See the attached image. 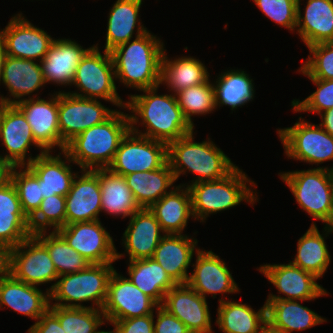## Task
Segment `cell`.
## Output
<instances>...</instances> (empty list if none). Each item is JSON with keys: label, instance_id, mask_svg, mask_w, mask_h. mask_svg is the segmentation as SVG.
Wrapping results in <instances>:
<instances>
[{"label": "cell", "instance_id": "ab89813d", "mask_svg": "<svg viewBox=\"0 0 333 333\" xmlns=\"http://www.w3.org/2000/svg\"><path fill=\"white\" fill-rule=\"evenodd\" d=\"M48 250L58 276L86 269L88 262L56 232L41 231L33 234Z\"/></svg>", "mask_w": 333, "mask_h": 333}, {"label": "cell", "instance_id": "277c9868", "mask_svg": "<svg viewBox=\"0 0 333 333\" xmlns=\"http://www.w3.org/2000/svg\"><path fill=\"white\" fill-rule=\"evenodd\" d=\"M193 134L192 131L167 145V159L175 180L188 171L197 175L190 184L220 180L237 167L210 138L194 142Z\"/></svg>", "mask_w": 333, "mask_h": 333}, {"label": "cell", "instance_id": "60d3db41", "mask_svg": "<svg viewBox=\"0 0 333 333\" xmlns=\"http://www.w3.org/2000/svg\"><path fill=\"white\" fill-rule=\"evenodd\" d=\"M49 310L58 318L65 333H98L106 321L102 310L96 308L49 305Z\"/></svg>", "mask_w": 333, "mask_h": 333}, {"label": "cell", "instance_id": "f35d334b", "mask_svg": "<svg viewBox=\"0 0 333 333\" xmlns=\"http://www.w3.org/2000/svg\"><path fill=\"white\" fill-rule=\"evenodd\" d=\"M245 71L227 70L221 73L214 83L215 105H227L231 110L242 107L254 98L253 79ZM252 99V100H251Z\"/></svg>", "mask_w": 333, "mask_h": 333}, {"label": "cell", "instance_id": "8992f818", "mask_svg": "<svg viewBox=\"0 0 333 333\" xmlns=\"http://www.w3.org/2000/svg\"><path fill=\"white\" fill-rule=\"evenodd\" d=\"M112 264H90L84 270L59 276L58 281L46 289L50 295V305L88 308L81 303L91 301L93 303L89 308L102 310L107 297L108 282L115 270ZM51 300H55V303Z\"/></svg>", "mask_w": 333, "mask_h": 333}, {"label": "cell", "instance_id": "74e56055", "mask_svg": "<svg viewBox=\"0 0 333 333\" xmlns=\"http://www.w3.org/2000/svg\"><path fill=\"white\" fill-rule=\"evenodd\" d=\"M316 223H312L307 232L298 240L297 254L293 265L321 278L326 272L331 256L328 251L324 234H320Z\"/></svg>", "mask_w": 333, "mask_h": 333}, {"label": "cell", "instance_id": "ba28073f", "mask_svg": "<svg viewBox=\"0 0 333 333\" xmlns=\"http://www.w3.org/2000/svg\"><path fill=\"white\" fill-rule=\"evenodd\" d=\"M97 45L90 47L76 69L71 86L75 85L80 93H68L83 98L103 99L117 107L125 108L126 102H123L117 93L111 54L104 50L102 55Z\"/></svg>", "mask_w": 333, "mask_h": 333}, {"label": "cell", "instance_id": "b9f144b4", "mask_svg": "<svg viewBox=\"0 0 333 333\" xmlns=\"http://www.w3.org/2000/svg\"><path fill=\"white\" fill-rule=\"evenodd\" d=\"M208 79L205 83L192 86L176 93L184 117L194 127L191 116L206 115L216 109L215 88Z\"/></svg>", "mask_w": 333, "mask_h": 333}, {"label": "cell", "instance_id": "2e32d148", "mask_svg": "<svg viewBox=\"0 0 333 333\" xmlns=\"http://www.w3.org/2000/svg\"><path fill=\"white\" fill-rule=\"evenodd\" d=\"M45 100L39 96L16 103L23 112L27 122L31 126L36 143L40 146L41 153L52 152L58 146L61 152L66 145L62 142L58 122V92Z\"/></svg>", "mask_w": 333, "mask_h": 333}, {"label": "cell", "instance_id": "8d00e7d4", "mask_svg": "<svg viewBox=\"0 0 333 333\" xmlns=\"http://www.w3.org/2000/svg\"><path fill=\"white\" fill-rule=\"evenodd\" d=\"M128 264V279L161 305L165 294L176 285L164 268L153 258L137 259Z\"/></svg>", "mask_w": 333, "mask_h": 333}, {"label": "cell", "instance_id": "f1b7e54d", "mask_svg": "<svg viewBox=\"0 0 333 333\" xmlns=\"http://www.w3.org/2000/svg\"><path fill=\"white\" fill-rule=\"evenodd\" d=\"M297 1L296 31L304 44L333 41V0H307L304 15Z\"/></svg>", "mask_w": 333, "mask_h": 333}, {"label": "cell", "instance_id": "484cf974", "mask_svg": "<svg viewBox=\"0 0 333 333\" xmlns=\"http://www.w3.org/2000/svg\"><path fill=\"white\" fill-rule=\"evenodd\" d=\"M197 239L184 234H165L157 245L153 259L158 262L176 284H187Z\"/></svg>", "mask_w": 333, "mask_h": 333}, {"label": "cell", "instance_id": "44dd1931", "mask_svg": "<svg viewBox=\"0 0 333 333\" xmlns=\"http://www.w3.org/2000/svg\"><path fill=\"white\" fill-rule=\"evenodd\" d=\"M61 153L53 156L50 152H40L35 157L31 155L26 161V166L39 178L43 199L52 195L65 197L78 174L72 172L69 156L63 151L65 160H62Z\"/></svg>", "mask_w": 333, "mask_h": 333}, {"label": "cell", "instance_id": "30bf717a", "mask_svg": "<svg viewBox=\"0 0 333 333\" xmlns=\"http://www.w3.org/2000/svg\"><path fill=\"white\" fill-rule=\"evenodd\" d=\"M167 161V144L129 131L122 139L108 169L125 176L156 170Z\"/></svg>", "mask_w": 333, "mask_h": 333}, {"label": "cell", "instance_id": "836d02e7", "mask_svg": "<svg viewBox=\"0 0 333 333\" xmlns=\"http://www.w3.org/2000/svg\"><path fill=\"white\" fill-rule=\"evenodd\" d=\"M140 208H150L176 182L168 161L156 170L135 172L124 176Z\"/></svg>", "mask_w": 333, "mask_h": 333}, {"label": "cell", "instance_id": "e0dca14e", "mask_svg": "<svg viewBox=\"0 0 333 333\" xmlns=\"http://www.w3.org/2000/svg\"><path fill=\"white\" fill-rule=\"evenodd\" d=\"M0 34L8 56L35 61L38 58L40 62L54 41L51 35L25 19L22 13L14 15Z\"/></svg>", "mask_w": 333, "mask_h": 333}, {"label": "cell", "instance_id": "c3c4849f", "mask_svg": "<svg viewBox=\"0 0 333 333\" xmlns=\"http://www.w3.org/2000/svg\"><path fill=\"white\" fill-rule=\"evenodd\" d=\"M119 333H154V314L112 322Z\"/></svg>", "mask_w": 333, "mask_h": 333}, {"label": "cell", "instance_id": "9c48e42d", "mask_svg": "<svg viewBox=\"0 0 333 333\" xmlns=\"http://www.w3.org/2000/svg\"><path fill=\"white\" fill-rule=\"evenodd\" d=\"M298 120L292 127L277 129L286 156L317 166L333 160V136L319 124L308 123L302 117ZM329 169L333 171V166Z\"/></svg>", "mask_w": 333, "mask_h": 333}, {"label": "cell", "instance_id": "f907efd6", "mask_svg": "<svg viewBox=\"0 0 333 333\" xmlns=\"http://www.w3.org/2000/svg\"><path fill=\"white\" fill-rule=\"evenodd\" d=\"M28 333H65L58 318L48 309L28 329Z\"/></svg>", "mask_w": 333, "mask_h": 333}, {"label": "cell", "instance_id": "d4e9b609", "mask_svg": "<svg viewBox=\"0 0 333 333\" xmlns=\"http://www.w3.org/2000/svg\"><path fill=\"white\" fill-rule=\"evenodd\" d=\"M38 320L50 305V295L8 273L0 280V309L4 306Z\"/></svg>", "mask_w": 333, "mask_h": 333}, {"label": "cell", "instance_id": "7402d4cb", "mask_svg": "<svg viewBox=\"0 0 333 333\" xmlns=\"http://www.w3.org/2000/svg\"><path fill=\"white\" fill-rule=\"evenodd\" d=\"M163 234L159 222L149 208H141L135 212L130 217L122 239L129 261L152 258L157 245L165 236Z\"/></svg>", "mask_w": 333, "mask_h": 333}, {"label": "cell", "instance_id": "8fae6325", "mask_svg": "<svg viewBox=\"0 0 333 333\" xmlns=\"http://www.w3.org/2000/svg\"><path fill=\"white\" fill-rule=\"evenodd\" d=\"M56 232L91 264L113 263L125 255L117 252L100 220L67 224Z\"/></svg>", "mask_w": 333, "mask_h": 333}, {"label": "cell", "instance_id": "f6af8a7d", "mask_svg": "<svg viewBox=\"0 0 333 333\" xmlns=\"http://www.w3.org/2000/svg\"><path fill=\"white\" fill-rule=\"evenodd\" d=\"M308 49L312 56L303 61L299 72L307 78L333 79V41L313 44Z\"/></svg>", "mask_w": 333, "mask_h": 333}, {"label": "cell", "instance_id": "52a82bcc", "mask_svg": "<svg viewBox=\"0 0 333 333\" xmlns=\"http://www.w3.org/2000/svg\"><path fill=\"white\" fill-rule=\"evenodd\" d=\"M283 180L303 211L325 223L324 232H333V171L327 167L281 172Z\"/></svg>", "mask_w": 333, "mask_h": 333}, {"label": "cell", "instance_id": "4316f807", "mask_svg": "<svg viewBox=\"0 0 333 333\" xmlns=\"http://www.w3.org/2000/svg\"><path fill=\"white\" fill-rule=\"evenodd\" d=\"M2 83L9 91V97H3L8 104H16L45 86L46 82L43 77L42 68L35 60L14 58L6 56L3 73L1 78ZM17 99V100H15Z\"/></svg>", "mask_w": 333, "mask_h": 333}, {"label": "cell", "instance_id": "cb8c5ba5", "mask_svg": "<svg viewBox=\"0 0 333 333\" xmlns=\"http://www.w3.org/2000/svg\"><path fill=\"white\" fill-rule=\"evenodd\" d=\"M89 49H84L75 40L54 39L46 56L40 62L45 82L51 81L59 86L71 85L76 69Z\"/></svg>", "mask_w": 333, "mask_h": 333}, {"label": "cell", "instance_id": "6f0895ef", "mask_svg": "<svg viewBox=\"0 0 333 333\" xmlns=\"http://www.w3.org/2000/svg\"><path fill=\"white\" fill-rule=\"evenodd\" d=\"M258 333H277L275 330L271 329L268 325H266L260 332Z\"/></svg>", "mask_w": 333, "mask_h": 333}, {"label": "cell", "instance_id": "f5cc1de1", "mask_svg": "<svg viewBox=\"0 0 333 333\" xmlns=\"http://www.w3.org/2000/svg\"><path fill=\"white\" fill-rule=\"evenodd\" d=\"M321 121L319 125L331 136H333V108L327 109L319 114Z\"/></svg>", "mask_w": 333, "mask_h": 333}, {"label": "cell", "instance_id": "7dc6e473", "mask_svg": "<svg viewBox=\"0 0 333 333\" xmlns=\"http://www.w3.org/2000/svg\"><path fill=\"white\" fill-rule=\"evenodd\" d=\"M298 0H253L265 16L287 28L296 30Z\"/></svg>", "mask_w": 333, "mask_h": 333}, {"label": "cell", "instance_id": "d6986e66", "mask_svg": "<svg viewBox=\"0 0 333 333\" xmlns=\"http://www.w3.org/2000/svg\"><path fill=\"white\" fill-rule=\"evenodd\" d=\"M196 263L192 266L194 271L189 275L187 284L206 299V294L238 293L239 287L234 281L232 274L226 266L225 261L210 251L196 250Z\"/></svg>", "mask_w": 333, "mask_h": 333}, {"label": "cell", "instance_id": "83f0119b", "mask_svg": "<svg viewBox=\"0 0 333 333\" xmlns=\"http://www.w3.org/2000/svg\"><path fill=\"white\" fill-rule=\"evenodd\" d=\"M32 235L15 186H0V245L11 249Z\"/></svg>", "mask_w": 333, "mask_h": 333}, {"label": "cell", "instance_id": "4fadbf2b", "mask_svg": "<svg viewBox=\"0 0 333 333\" xmlns=\"http://www.w3.org/2000/svg\"><path fill=\"white\" fill-rule=\"evenodd\" d=\"M9 273L36 287L59 277L47 248L34 235L10 249Z\"/></svg>", "mask_w": 333, "mask_h": 333}, {"label": "cell", "instance_id": "11a10c76", "mask_svg": "<svg viewBox=\"0 0 333 333\" xmlns=\"http://www.w3.org/2000/svg\"><path fill=\"white\" fill-rule=\"evenodd\" d=\"M6 56H7V54H6V50H5L4 41H3V38L0 34V84H1L3 66H4Z\"/></svg>", "mask_w": 333, "mask_h": 333}, {"label": "cell", "instance_id": "ffe728a7", "mask_svg": "<svg viewBox=\"0 0 333 333\" xmlns=\"http://www.w3.org/2000/svg\"><path fill=\"white\" fill-rule=\"evenodd\" d=\"M66 197V225L99 220L101 189L99 177L93 170H81L76 175Z\"/></svg>", "mask_w": 333, "mask_h": 333}, {"label": "cell", "instance_id": "bcb514c9", "mask_svg": "<svg viewBox=\"0 0 333 333\" xmlns=\"http://www.w3.org/2000/svg\"><path fill=\"white\" fill-rule=\"evenodd\" d=\"M309 80L317 86V90L303 101L294 99L291 106L295 112H313L319 116L323 111L333 108V79L309 78Z\"/></svg>", "mask_w": 333, "mask_h": 333}, {"label": "cell", "instance_id": "db71d44e", "mask_svg": "<svg viewBox=\"0 0 333 333\" xmlns=\"http://www.w3.org/2000/svg\"><path fill=\"white\" fill-rule=\"evenodd\" d=\"M10 249L0 245V280L9 273Z\"/></svg>", "mask_w": 333, "mask_h": 333}, {"label": "cell", "instance_id": "d590c367", "mask_svg": "<svg viewBox=\"0 0 333 333\" xmlns=\"http://www.w3.org/2000/svg\"><path fill=\"white\" fill-rule=\"evenodd\" d=\"M165 51L161 61L160 84H166L174 95L209 79V72L199 59L184 56L170 60Z\"/></svg>", "mask_w": 333, "mask_h": 333}, {"label": "cell", "instance_id": "9a60e30c", "mask_svg": "<svg viewBox=\"0 0 333 333\" xmlns=\"http://www.w3.org/2000/svg\"><path fill=\"white\" fill-rule=\"evenodd\" d=\"M258 270L277 288L278 294L282 293L286 296L269 294L267 300L311 301L320 296L329 295L316 282L319 278L291 262L288 264H266L260 266Z\"/></svg>", "mask_w": 333, "mask_h": 333}, {"label": "cell", "instance_id": "603a6c76", "mask_svg": "<svg viewBox=\"0 0 333 333\" xmlns=\"http://www.w3.org/2000/svg\"><path fill=\"white\" fill-rule=\"evenodd\" d=\"M0 139L6 148L3 157L14 166H26V154L30 146L40 148L32 134L31 126L23 112L15 105L8 104L0 121Z\"/></svg>", "mask_w": 333, "mask_h": 333}, {"label": "cell", "instance_id": "5b68a950", "mask_svg": "<svg viewBox=\"0 0 333 333\" xmlns=\"http://www.w3.org/2000/svg\"><path fill=\"white\" fill-rule=\"evenodd\" d=\"M248 182L250 185L247 186ZM183 186L190 190L194 218L202 222L209 214L228 210L241 201L250 202L252 205L258 202L257 193L251 188L256 187V184L238 166L220 180Z\"/></svg>", "mask_w": 333, "mask_h": 333}, {"label": "cell", "instance_id": "ac0fdd59", "mask_svg": "<svg viewBox=\"0 0 333 333\" xmlns=\"http://www.w3.org/2000/svg\"><path fill=\"white\" fill-rule=\"evenodd\" d=\"M161 306L182 321L191 333H213L208 303L188 284H176Z\"/></svg>", "mask_w": 333, "mask_h": 333}, {"label": "cell", "instance_id": "1f68e13d", "mask_svg": "<svg viewBox=\"0 0 333 333\" xmlns=\"http://www.w3.org/2000/svg\"><path fill=\"white\" fill-rule=\"evenodd\" d=\"M143 0H117L110 9L105 51L110 52L133 38L135 28L137 36L147 32L139 19V10ZM137 25V26H136Z\"/></svg>", "mask_w": 333, "mask_h": 333}, {"label": "cell", "instance_id": "816d5d0a", "mask_svg": "<svg viewBox=\"0 0 333 333\" xmlns=\"http://www.w3.org/2000/svg\"><path fill=\"white\" fill-rule=\"evenodd\" d=\"M14 165L0 155V186L6 185L11 181Z\"/></svg>", "mask_w": 333, "mask_h": 333}, {"label": "cell", "instance_id": "681fc988", "mask_svg": "<svg viewBox=\"0 0 333 333\" xmlns=\"http://www.w3.org/2000/svg\"><path fill=\"white\" fill-rule=\"evenodd\" d=\"M157 321H154V333H191L187 326L164 309L156 307Z\"/></svg>", "mask_w": 333, "mask_h": 333}, {"label": "cell", "instance_id": "7bdbcfd3", "mask_svg": "<svg viewBox=\"0 0 333 333\" xmlns=\"http://www.w3.org/2000/svg\"><path fill=\"white\" fill-rule=\"evenodd\" d=\"M11 182L16 188L23 212L30 218L43 200L39 178L27 166H15Z\"/></svg>", "mask_w": 333, "mask_h": 333}, {"label": "cell", "instance_id": "4dcf8cb0", "mask_svg": "<svg viewBox=\"0 0 333 333\" xmlns=\"http://www.w3.org/2000/svg\"><path fill=\"white\" fill-rule=\"evenodd\" d=\"M267 325L277 333L301 331L327 320L297 300H266Z\"/></svg>", "mask_w": 333, "mask_h": 333}, {"label": "cell", "instance_id": "7a4b0ae2", "mask_svg": "<svg viewBox=\"0 0 333 333\" xmlns=\"http://www.w3.org/2000/svg\"><path fill=\"white\" fill-rule=\"evenodd\" d=\"M164 46L150 31L129 40L110 51L115 78L136 90L160 85Z\"/></svg>", "mask_w": 333, "mask_h": 333}, {"label": "cell", "instance_id": "f546056e", "mask_svg": "<svg viewBox=\"0 0 333 333\" xmlns=\"http://www.w3.org/2000/svg\"><path fill=\"white\" fill-rule=\"evenodd\" d=\"M170 189L169 193L149 209L155 215L164 234H182L189 217L194 218L190 190L183 184Z\"/></svg>", "mask_w": 333, "mask_h": 333}, {"label": "cell", "instance_id": "9f6ffc18", "mask_svg": "<svg viewBox=\"0 0 333 333\" xmlns=\"http://www.w3.org/2000/svg\"><path fill=\"white\" fill-rule=\"evenodd\" d=\"M7 106H8V103L6 102V100L1 95L0 96V121H1L2 114H3V112H4V110L6 109Z\"/></svg>", "mask_w": 333, "mask_h": 333}, {"label": "cell", "instance_id": "ee69618b", "mask_svg": "<svg viewBox=\"0 0 333 333\" xmlns=\"http://www.w3.org/2000/svg\"><path fill=\"white\" fill-rule=\"evenodd\" d=\"M65 225L66 197L60 195L44 198L37 211L29 218V227L33 234L51 227L56 231Z\"/></svg>", "mask_w": 333, "mask_h": 333}, {"label": "cell", "instance_id": "7c38bea8", "mask_svg": "<svg viewBox=\"0 0 333 333\" xmlns=\"http://www.w3.org/2000/svg\"><path fill=\"white\" fill-rule=\"evenodd\" d=\"M115 111L102 105L97 99L59 91L58 122L62 142L66 145L83 131L106 121Z\"/></svg>", "mask_w": 333, "mask_h": 333}, {"label": "cell", "instance_id": "680465c9", "mask_svg": "<svg viewBox=\"0 0 333 333\" xmlns=\"http://www.w3.org/2000/svg\"><path fill=\"white\" fill-rule=\"evenodd\" d=\"M98 333H119L118 331H117V329L114 327V329L112 330V331H105V330H99V332Z\"/></svg>", "mask_w": 333, "mask_h": 333}, {"label": "cell", "instance_id": "3957f363", "mask_svg": "<svg viewBox=\"0 0 333 333\" xmlns=\"http://www.w3.org/2000/svg\"><path fill=\"white\" fill-rule=\"evenodd\" d=\"M129 131L128 113L116 110L106 121L75 136L66 144L64 152L81 170L108 168Z\"/></svg>", "mask_w": 333, "mask_h": 333}, {"label": "cell", "instance_id": "6da1fadb", "mask_svg": "<svg viewBox=\"0 0 333 333\" xmlns=\"http://www.w3.org/2000/svg\"><path fill=\"white\" fill-rule=\"evenodd\" d=\"M158 87L140 90L144 93L141 95H130L125 108L133 113L128 114L130 131L168 145L191 133L194 127L184 117L176 95H158ZM139 120L145 126L144 133L135 126Z\"/></svg>", "mask_w": 333, "mask_h": 333}, {"label": "cell", "instance_id": "5bb4252c", "mask_svg": "<svg viewBox=\"0 0 333 333\" xmlns=\"http://www.w3.org/2000/svg\"><path fill=\"white\" fill-rule=\"evenodd\" d=\"M158 306L128 278L118 274L116 270L113 271L108 282L106 301L102 308L107 323L153 314L154 308Z\"/></svg>", "mask_w": 333, "mask_h": 333}, {"label": "cell", "instance_id": "e575fe53", "mask_svg": "<svg viewBox=\"0 0 333 333\" xmlns=\"http://www.w3.org/2000/svg\"><path fill=\"white\" fill-rule=\"evenodd\" d=\"M216 324L223 333H258L267 325L266 304L257 312L246 303L219 299Z\"/></svg>", "mask_w": 333, "mask_h": 333}, {"label": "cell", "instance_id": "d6a6232c", "mask_svg": "<svg viewBox=\"0 0 333 333\" xmlns=\"http://www.w3.org/2000/svg\"><path fill=\"white\" fill-rule=\"evenodd\" d=\"M99 177L101 189V211L122 218L131 217L140 210L124 176L108 168L93 169Z\"/></svg>", "mask_w": 333, "mask_h": 333}]
</instances>
